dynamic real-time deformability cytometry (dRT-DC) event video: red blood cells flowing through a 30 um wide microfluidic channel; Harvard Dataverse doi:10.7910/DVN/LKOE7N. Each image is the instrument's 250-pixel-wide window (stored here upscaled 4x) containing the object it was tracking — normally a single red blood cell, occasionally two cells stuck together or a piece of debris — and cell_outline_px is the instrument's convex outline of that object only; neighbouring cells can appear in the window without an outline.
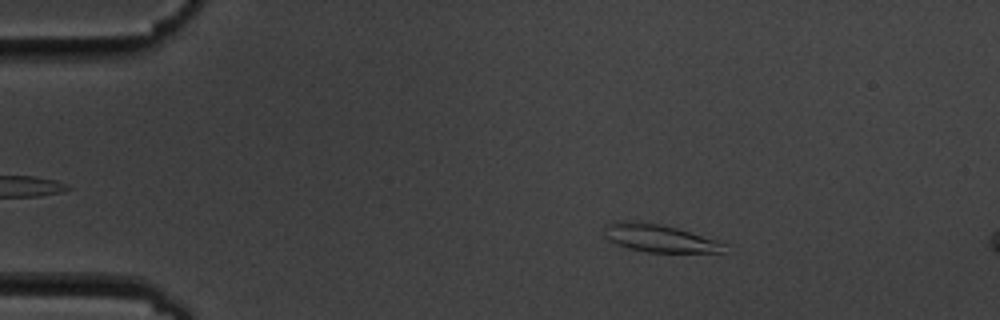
{"species": "common noctule bat (a hibernating species)", "species_latin": "Nyctalus noctula", "temperature_condition": "cold", "stored_images_in_passage": 4, "camera_frame_rate_fps": 3000, "um_per_image_px": 0.085, "animal": {"sex": "male", "body_mass_g": 19.5, "forearm_length_mm": 54.6}, "frame": {"image": 1, "passage_image": 2, "time_ms": 1.333, "image_size_px": [1000, 320], "cell_outline_px": [[724, 252], [648, 252], [628, 248], [616, 244], [608, 240], [604, 236], [604, 228], [608, 224], [620, 220], [628, 220], [660, 224], [676, 228], [716, 240], [724, 244]], "centroid_in_image_um": [55.97, 20.24], "position_along_channel_um": 29.0, "area_um2": 19.13}}